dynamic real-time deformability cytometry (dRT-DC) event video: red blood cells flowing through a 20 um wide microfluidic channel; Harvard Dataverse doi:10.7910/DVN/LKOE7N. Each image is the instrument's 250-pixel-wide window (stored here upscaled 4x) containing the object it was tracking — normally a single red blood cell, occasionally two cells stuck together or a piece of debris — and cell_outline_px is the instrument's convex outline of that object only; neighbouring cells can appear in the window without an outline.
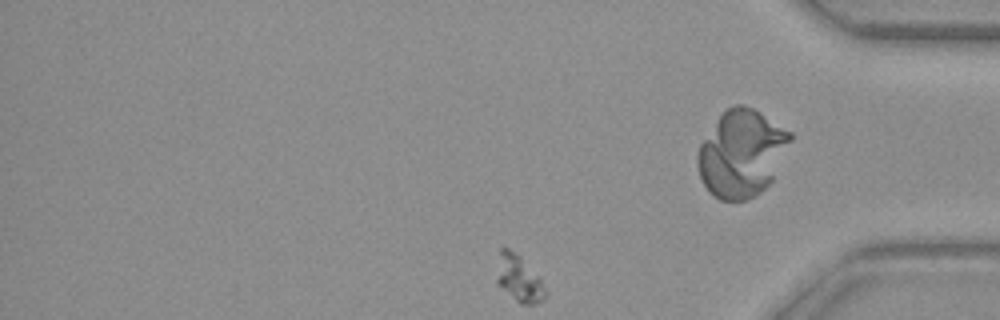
{"species": "common noctule bat (a hibernating species)", "species_latin": "Nyctalus noctula", "temperature_condition": "warm", "stored_images_in_passage": 31, "camera_frame_rate_fps": 3000, "um_per_image_px": 0.085, "animal": {"sex": "female", "body_mass_g": 29.2, "forearm_length_mm": 56.3}, "frame": {"image": 1, "passage_image": 30, "time_ms": 9.667, "image_size_px": [1000, 320], "cell_outline_px": [[548, 296], [544, 300], [536, 304], [520, 304], [496, 280], [500, 248], [504, 244], [520, 256], [540, 276], [548, 292]], "centroid_in_image_um": [44.18, 23.65], "position_along_channel_um": 391.0, "area_um2": 13.35}}